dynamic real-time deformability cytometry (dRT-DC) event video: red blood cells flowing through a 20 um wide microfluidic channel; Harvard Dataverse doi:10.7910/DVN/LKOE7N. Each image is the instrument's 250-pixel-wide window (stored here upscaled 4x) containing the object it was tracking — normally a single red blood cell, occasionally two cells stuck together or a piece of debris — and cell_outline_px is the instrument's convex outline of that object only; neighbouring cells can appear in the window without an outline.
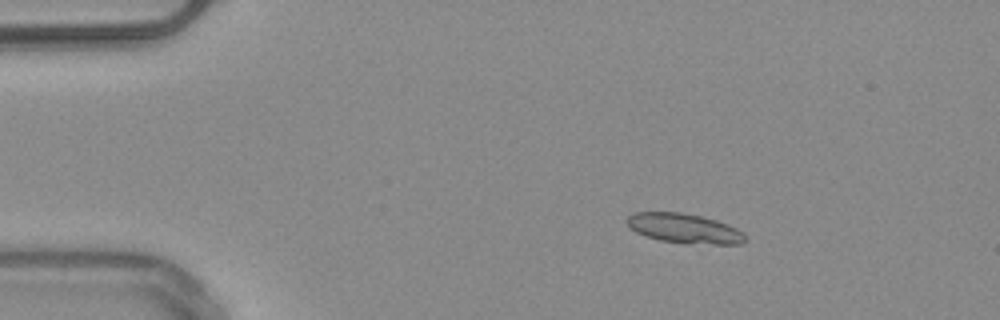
{"species": "common noctule bat (a hibernating species)", "species_latin": "Nyctalus noctula", "temperature_condition": "warm", "stored_images_in_passage": 51, "camera_frame_rate_fps": 3000, "um_per_image_px": 0.085, "animal": {"sex": "male", "body_mass_g": 20.4}, "frame": {"image": 1, "passage_image": 9, "time_ms": 2.667, "image_size_px": [1000, 320], "cell_outline_px": [[748, 240], [740, 244], [684, 244], [660, 240], [644, 236], [636, 232], [628, 224], [628, 216], [632, 212], [680, 212], [700, 216], [716, 220], [728, 224], [744, 232], [748, 236]], "centroid_in_image_um": [58.22, 19.43], "position_along_channel_um": 26.8, "area_um2": 20.69}}
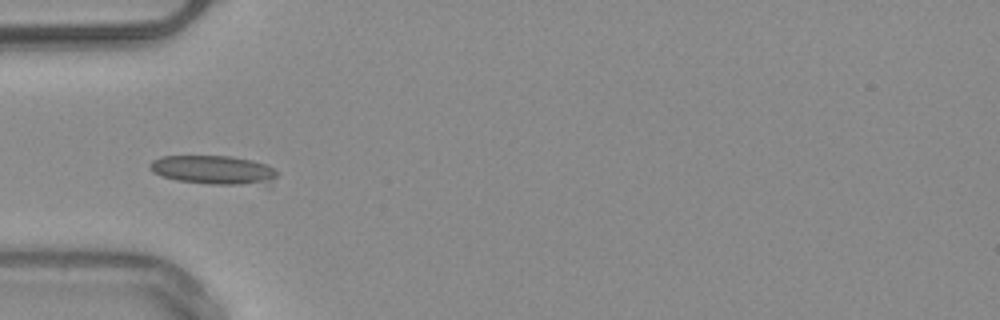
{"frame": {"image": 2, "passage_image": 17, "time_ms": 5.333, "image_size_px": [1000, 320], "cell_outline_px": [[276, 176], [268, 188], [264, 188], [212, 184], [176, 180], [160, 176], [152, 172], [148, 168], [148, 164], [152, 160], [160, 156], [232, 156], [252, 160], [264, 164], [272, 168], [276, 172]], "centroid_in_image_um": [18.22, 14.49], "position_along_channel_um": 66.8, "area_um2": 22.37}}